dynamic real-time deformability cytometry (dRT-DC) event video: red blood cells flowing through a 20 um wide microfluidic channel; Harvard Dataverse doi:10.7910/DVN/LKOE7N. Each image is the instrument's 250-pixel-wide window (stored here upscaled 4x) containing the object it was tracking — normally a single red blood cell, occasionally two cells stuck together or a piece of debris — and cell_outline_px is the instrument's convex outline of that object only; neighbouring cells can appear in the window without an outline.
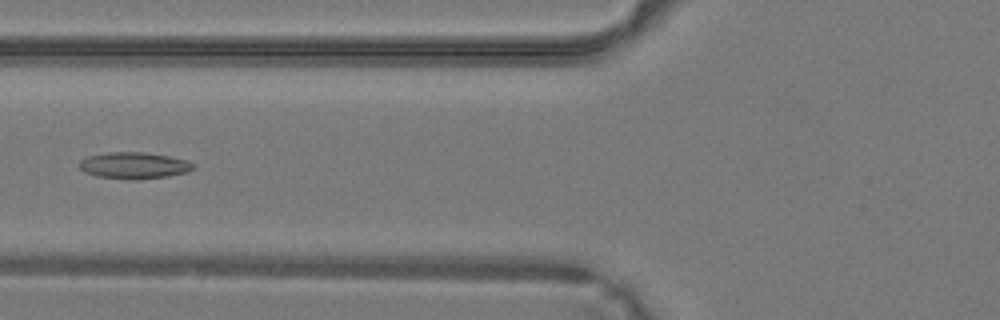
{"species": "common noctule bat (a hibernating species)", "species_latin": "Nyctalus noctula", "temperature_condition": "warm", "stored_images_in_passage": 29, "camera_frame_rate_fps": 3000, "um_per_image_px": 0.085, "animal": {"sex": "male", "body_mass_g": 19.2, "forearm_length_mm": 51.8}, "frame": {"image": 1, "passage_image": 10, "time_ms": 3.0, "image_size_px": [1000, 320], "cell_outline_px": [[196, 168], [188, 172], [168, 176], [140, 180], [124, 180], [96, 176], [84, 172], [80, 168], [80, 160], [88, 156], [108, 152], [144, 152], [168, 156], [188, 160], [196, 164]], "centroid_in_image_um": [11.43, 14.08], "position_along_channel_um": 114.4, "area_um2": 17.98}}
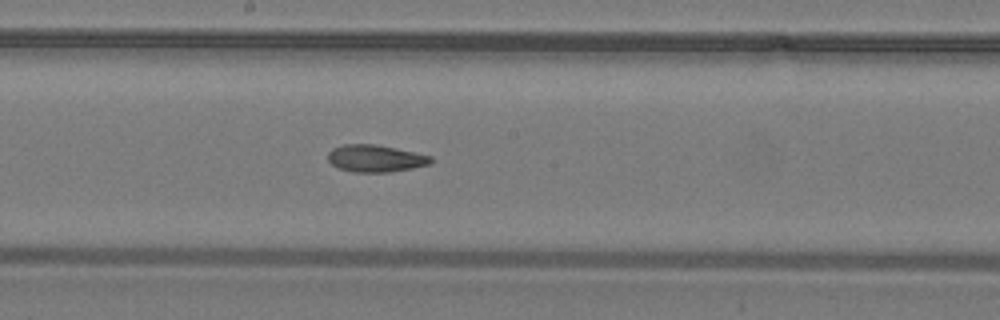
{"frame": {"image": 2, "passage_image": 16, "time_ms": 5.0, "image_size_px": [1000, 320], "cell_outline_px": [[432, 164], [412, 168], [388, 172], [352, 172], [340, 168], [332, 164], [328, 160], [328, 152], [332, 148], [344, 144], [376, 144], [396, 148], [432, 156]], "centroid_in_image_um": [31.92, 13.46], "position_along_channel_um": 216.3, "area_um2": 16.3}}
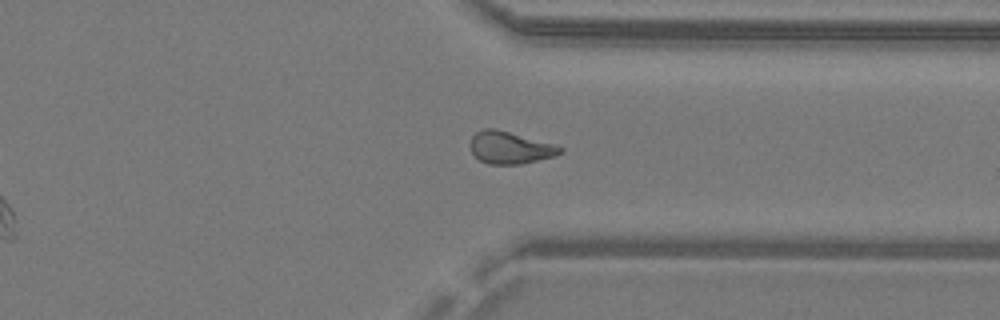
{"frame": {"image": 3, "passage_image": 25, "time_ms": 8.0, "image_size_px": [1000, 320], "cell_outline_px": [[564, 152], [556, 156], [520, 164], [488, 164], [480, 160], [472, 152], [468, 144], [472, 136], [476, 132], [484, 128], [496, 128], [552, 144], [564, 148]], "centroid_in_image_um": [43.33, 12.55], "position_along_channel_um": 368.1, "area_um2": 16.88}}